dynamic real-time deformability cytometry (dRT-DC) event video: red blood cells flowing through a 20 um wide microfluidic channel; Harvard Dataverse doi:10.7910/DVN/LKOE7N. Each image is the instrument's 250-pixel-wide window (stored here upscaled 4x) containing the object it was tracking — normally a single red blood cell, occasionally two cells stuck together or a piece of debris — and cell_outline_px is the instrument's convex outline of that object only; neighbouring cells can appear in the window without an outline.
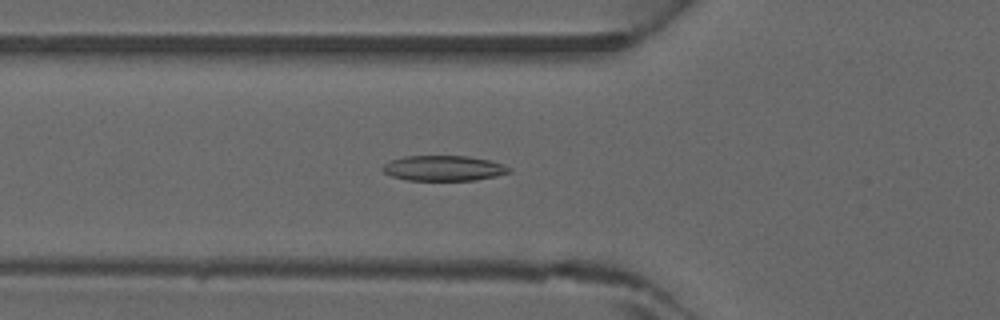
{"species": "common noctule bat (a hibernating species)", "species_latin": "Nyctalus noctula", "temperature_condition": "warm", "stored_images_in_passage": 40, "camera_frame_rate_fps": 3000, "um_per_image_px": 0.085, "animal": {"sex": "male", "forearm_length_mm": 52.5}, "frame": {"image": 1, "passage_image": 15, "time_ms": 4.667, "image_size_px": [1000, 320], "cell_outline_px": [[512, 172], [496, 176], [476, 180], [408, 180], [392, 176], [384, 172], [380, 168], [384, 164], [392, 160], [404, 156], [468, 156], [488, 160], [504, 164], [512, 168]], "centroid_in_image_um": [37.74, 14.3], "position_along_channel_um": 88.1, "area_um2": 18.67}}
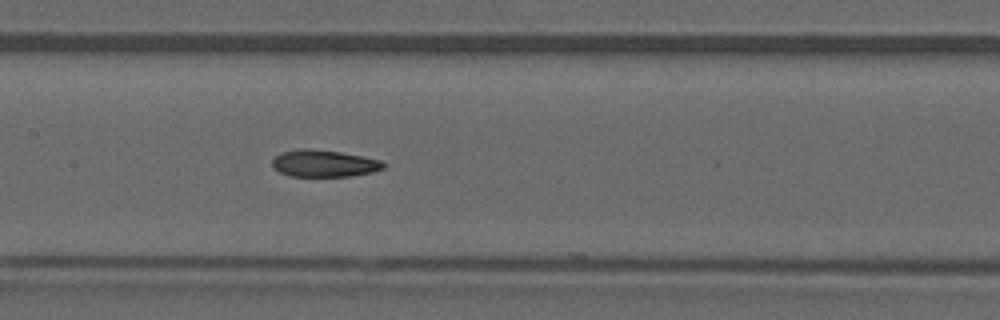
{"frame": {"image": 2, "passage_image": 21, "time_ms": 6.667, "image_size_px": [1000, 320], "cell_outline_px": [[388, 164], [384, 168], [372, 172], [348, 176], [288, 176], [272, 168], [272, 160], [280, 152], [300, 148], [308, 148], [340, 152], [364, 156], [380, 160]], "centroid_in_image_um": [27.53, 13.88], "position_along_channel_um": 179.9, "area_um2": 17.63}}
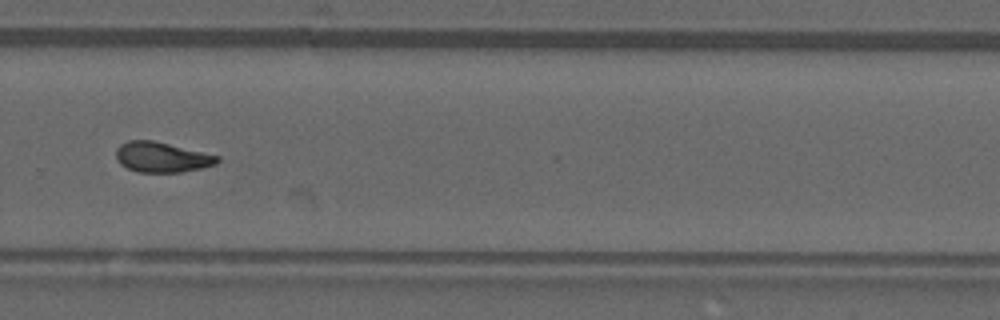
{"frame": {"image": 3, "passage_image": 30, "time_ms": 9.667, "image_size_px": [1000, 320], "cell_outline_px": [[220, 160], [216, 164], [200, 168], [180, 172], [136, 172], [120, 164], [116, 160], [116, 148], [120, 144], [128, 140], [152, 140], [220, 156]], "centroid_in_image_um": [13.72, 13.36], "position_along_channel_um": 316.1, "area_um2": 17.8}}